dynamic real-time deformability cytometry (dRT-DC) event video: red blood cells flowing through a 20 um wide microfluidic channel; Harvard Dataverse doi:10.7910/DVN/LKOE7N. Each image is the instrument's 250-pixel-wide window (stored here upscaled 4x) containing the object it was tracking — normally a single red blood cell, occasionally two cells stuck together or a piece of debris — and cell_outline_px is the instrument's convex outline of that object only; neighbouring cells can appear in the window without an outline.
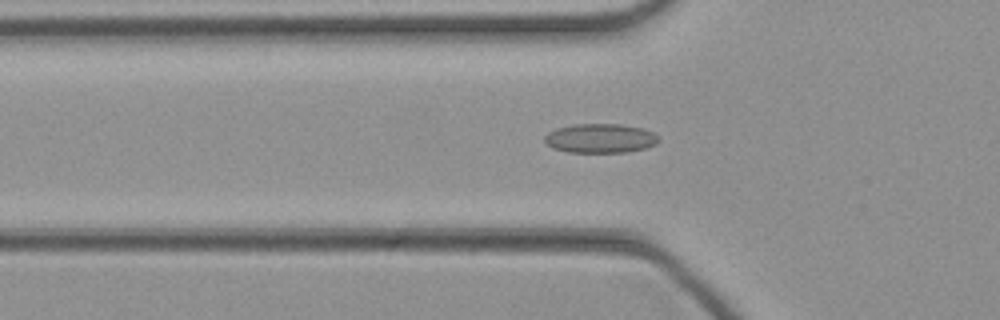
{"species": "common noctule bat (a hibernating species)", "species_latin": "Nyctalus noctula", "temperature_condition": "cold", "stored_images_in_passage": 44, "camera_frame_rate_fps": 3000, "um_per_image_px": 0.085, "animal": {"sex": "female", "body_mass_g": 21.9}, "frame": {"image": 1, "passage_image": 14, "time_ms": 4.333, "image_size_px": [1000, 320], "cell_outline_px": [[660, 140], [656, 144], [644, 148], [628, 152], [568, 152], [552, 148], [544, 140], [544, 136], [548, 132], [556, 128], [576, 124], [620, 124], [644, 128], [660, 136]], "centroid_in_image_um": [51.05, 11.75], "position_along_channel_um": 74.8, "area_um2": 19.54}}
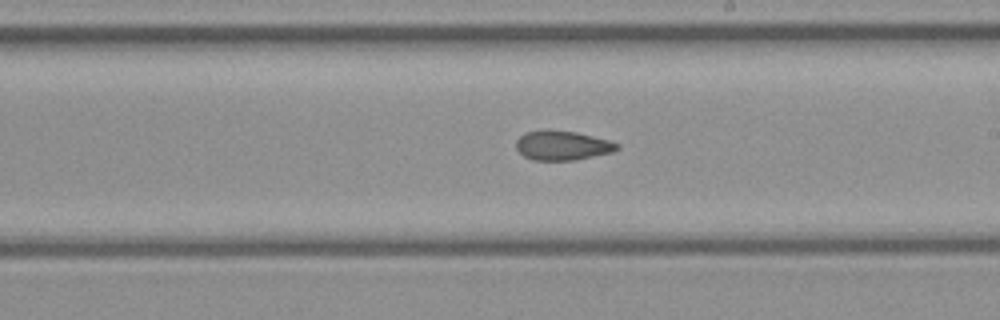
{"frame": {"image": 2, "passage_image": 25, "time_ms": 8.0, "image_size_px": [1000, 320], "cell_outline_px": [[620, 148], [612, 152], [576, 160], [532, 160], [524, 156], [516, 148], [516, 140], [524, 132], [576, 132], [608, 140], [620, 144]], "centroid_in_image_um": [47.83, 12.4], "position_along_channel_um": 241.2, "area_um2": 16.82}}
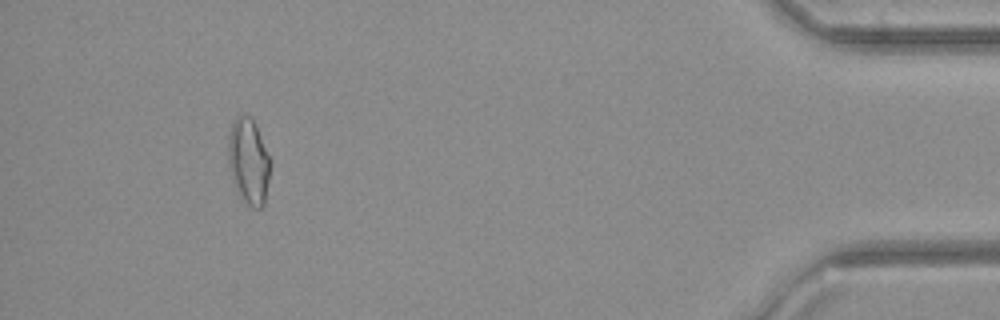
{"frame": {"image": 3, "passage_image": 41, "time_ms": 13.333, "image_size_px": [1000, 320], "cell_outline_px": [[272, 160], [264, 204], [260, 208], [252, 208], [240, 200], [232, 180], [228, 164], [228, 136], [232, 120], [240, 112], [248, 116], [256, 124]], "centroid_in_image_um": [21.12, 13.7], "position_along_channel_um": 414.1, "area_um2": 21.79}}